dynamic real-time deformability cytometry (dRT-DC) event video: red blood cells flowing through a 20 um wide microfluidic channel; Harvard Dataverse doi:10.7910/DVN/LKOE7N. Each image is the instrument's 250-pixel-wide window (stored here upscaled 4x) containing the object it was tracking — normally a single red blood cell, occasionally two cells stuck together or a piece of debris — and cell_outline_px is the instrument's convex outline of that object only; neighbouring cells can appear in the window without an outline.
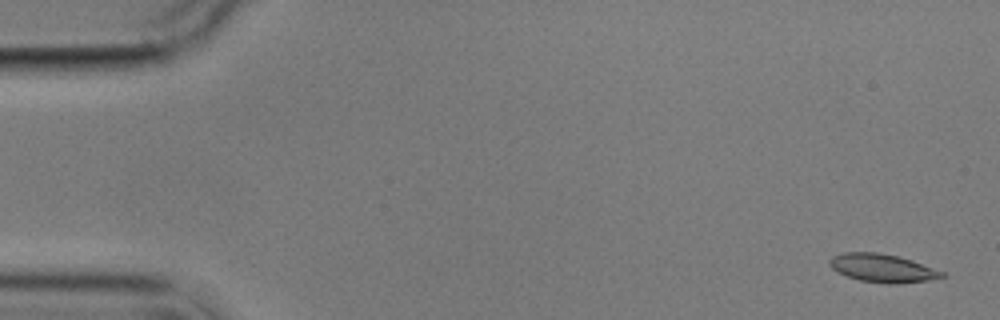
{"species": "common noctule bat (a hibernating species)", "species_latin": "Nyctalus noctula", "temperature_condition": "cold", "stored_images_in_passage": 4, "camera_frame_rate_fps": 3000, "um_per_image_px": 0.085, "animal": {"sex": "male", "body_mass_g": 17.9}, "frame": {"image": 1, "passage_image": 1, "time_ms": 0.0, "image_size_px": [1000, 320], "cell_outline_px": [[948, 276], [928, 280], [896, 284], [888, 284], [860, 280], [836, 272], [828, 264], [828, 260], [832, 256], [844, 252], [876, 252], [896, 256], [912, 260], [944, 272]], "centroid_in_image_um": [74.99, 22.79], "position_along_channel_um": 10.0, "area_um2": 18.5}}
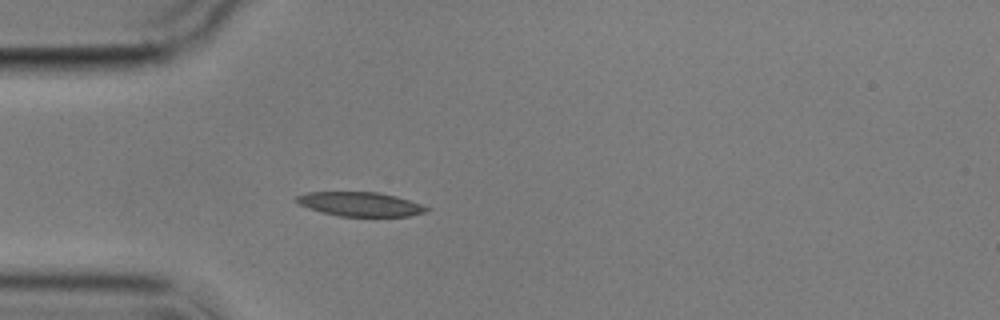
{"frame": {"image": 2, "passage_image": 4, "time_ms": 4.667, "image_size_px": [1000, 320], "cell_outline_px": [[432, 208], [424, 212], [408, 216], [340, 216], [308, 208], [300, 204], [296, 200], [296, 196], [308, 192], [376, 192], [396, 196]], "centroid_in_image_um": [30.62, 17.35], "position_along_channel_um": 54.4, "area_um2": 18.03}}